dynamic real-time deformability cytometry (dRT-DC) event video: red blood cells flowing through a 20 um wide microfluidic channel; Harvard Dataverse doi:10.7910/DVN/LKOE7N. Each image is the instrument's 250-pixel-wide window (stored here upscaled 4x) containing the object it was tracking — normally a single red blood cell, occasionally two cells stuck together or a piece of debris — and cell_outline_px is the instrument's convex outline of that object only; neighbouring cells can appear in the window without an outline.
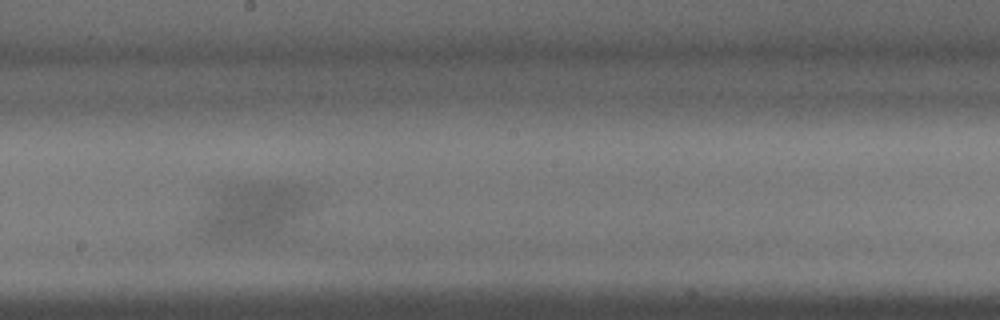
{"species": "common noctule bat (a hibernating species)", "species_latin": "Nyctalus noctula", "temperature_condition": "warm", "stored_images_in_passage": 31, "camera_frame_rate_fps": 3000, "um_per_image_px": 0.085, "animal": {"sex": "male", "body_mass_g": 15.6}, "frame": {"image": 1, "passage_image": 15, "time_ms": 4.667, "image_size_px": [1000, 320], "cell_outline_px": [[312, 204], [308, 208], [280, 232], [264, 236], [212, 236], [196, 228], [192, 224], [192, 220], [236, 184], [300, 184], [308, 188]], "centroid_in_image_um": [21.6, 17.86], "position_along_channel_um": 226.6, "area_um2": 33.81}}
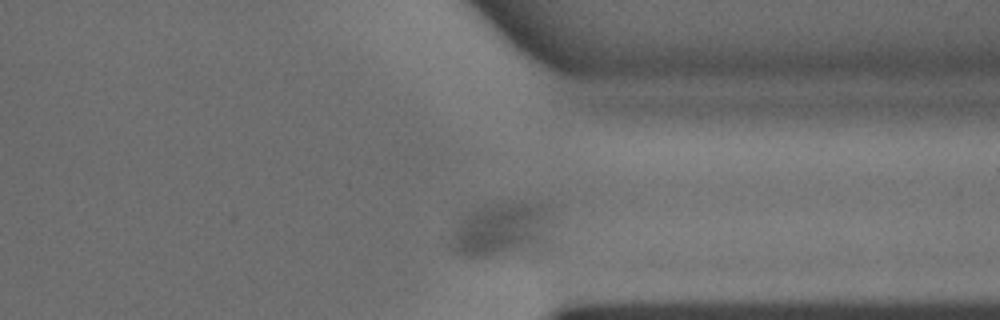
{"frame": {"image": 2, "passage_image": 23, "time_ms": 7.333, "image_size_px": [1000, 320], "cell_outline_px": [[540, 212], [536, 236], [528, 244], [504, 256], [476, 260], [460, 256], [452, 248], [456, 228], [476, 208], [524, 204], [540, 208]], "centroid_in_image_um": [42.17, 19.65], "position_along_channel_um": 369.2, "area_um2": 26.65}}
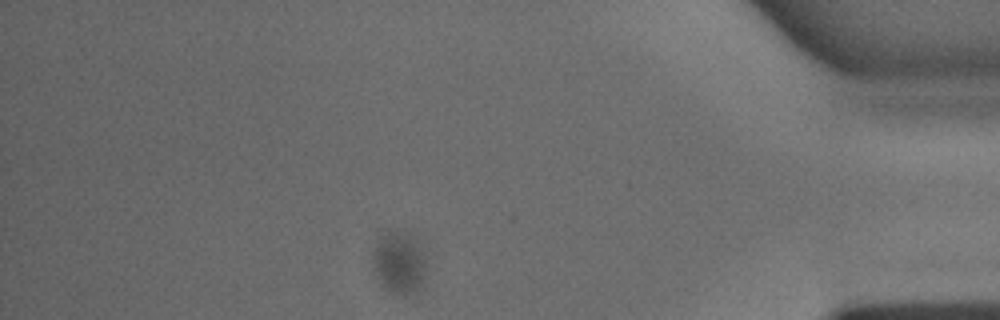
{"frame": {"image": 3, "passage_image": 27, "time_ms": 8.667, "image_size_px": [1000, 320], "cell_outline_px": [[424, 276], [420, 284], [412, 292], [404, 296], [392, 292], [384, 288], [376, 276], [372, 256], [372, 252], [380, 236], [388, 228], [416, 236], [424, 256]], "centroid_in_image_um": [33.89, 22.26], "position_along_channel_um": 401.3, "area_um2": 19.31}}